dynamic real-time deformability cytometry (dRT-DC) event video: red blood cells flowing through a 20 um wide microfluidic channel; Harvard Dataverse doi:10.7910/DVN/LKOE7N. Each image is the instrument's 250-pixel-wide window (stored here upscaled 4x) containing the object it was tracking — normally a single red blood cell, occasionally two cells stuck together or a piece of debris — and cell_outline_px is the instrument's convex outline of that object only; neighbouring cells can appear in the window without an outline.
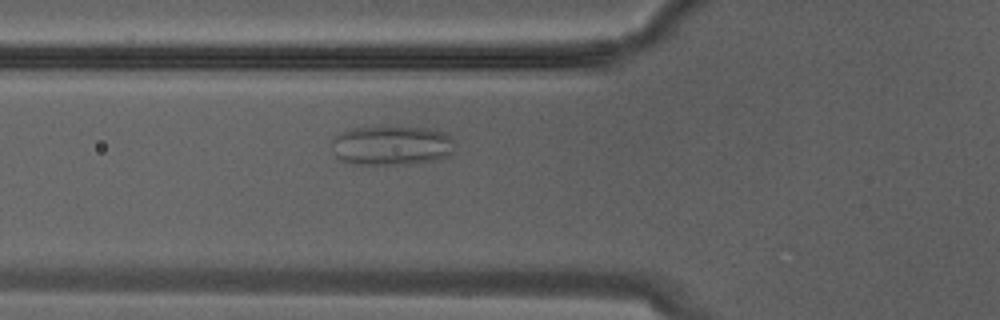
{"species": "Egyptian fruit bat (a non-hibernating species)", "species_latin": "Rousettus aegyptiacus", "temperature_condition": "warm", "stored_images_in_passage": 14, "camera_frame_rate_fps": 3000, "um_per_image_px": 0.085, "animal": {"sex": "male"}, "frame": {"image": 1, "passage_image": 6, "time_ms": 1.667, "image_size_px": [1000, 320], "cell_outline_px": [[452, 152], [448, 156], [436, 160], [408, 164], [352, 164], [340, 160], [332, 152], [332, 140], [336, 136], [352, 128], [384, 124], [424, 128], [448, 132], [452, 140]], "centroid_in_image_um": [33.27, 12.33], "position_along_channel_um": 92.5, "area_um2": 29.07}}
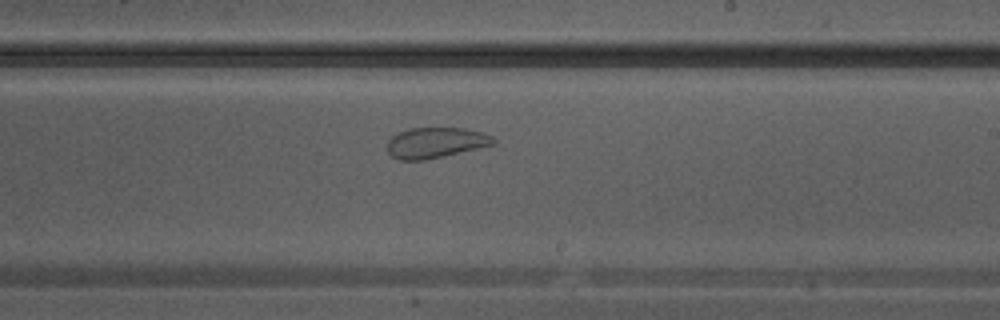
{"frame": {"image": 2, "passage_image": 13, "time_ms": 4.0, "image_size_px": [1000, 320], "cell_outline_px": [[496, 140], [492, 144], [476, 148], [424, 160], [400, 160], [392, 156], [388, 152], [388, 140], [392, 136], [408, 128], [464, 128], [480, 132], [492, 136]], "centroid_in_image_um": [36.98, 12.12], "position_along_channel_um": 252.0, "area_um2": 18.5}}